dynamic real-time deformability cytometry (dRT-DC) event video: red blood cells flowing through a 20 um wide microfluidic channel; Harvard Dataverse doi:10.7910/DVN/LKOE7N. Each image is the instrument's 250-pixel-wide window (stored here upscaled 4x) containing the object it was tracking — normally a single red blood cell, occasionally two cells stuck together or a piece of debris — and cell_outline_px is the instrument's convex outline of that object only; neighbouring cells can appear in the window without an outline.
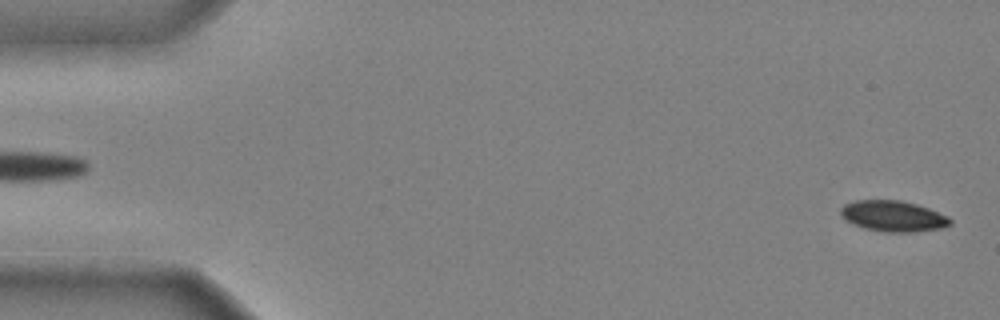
{"species": "common noctule bat (a hibernating species)", "species_latin": "Nyctalus noctula", "temperature_condition": "cold", "stored_images_in_passage": 49, "camera_frame_rate_fps": 3000, "um_per_image_px": 0.085, "animal": {"sex": "male", "body_mass_g": 20.4}, "frame": {"image": 1, "passage_image": 2, "time_ms": 0.333, "image_size_px": [1000, 320], "cell_outline_px": [[952, 224], [940, 228], [912, 232], [884, 232], [864, 228], [840, 216], [840, 208], [844, 204], [856, 200], [900, 200], [916, 204], [928, 208], [948, 216], [952, 220]], "centroid_in_image_um": [75.92, 18.36], "position_along_channel_um": 9.1, "area_um2": 19.59}}
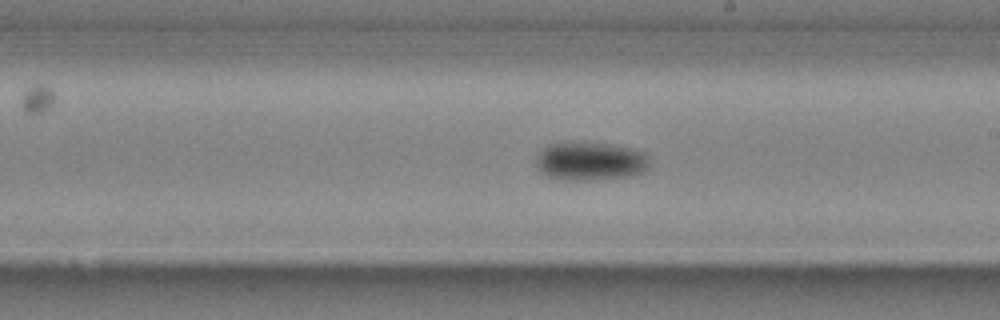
{"frame": {"image": 2, "passage_image": 29, "time_ms": 9.333, "image_size_px": [1000, 320], "cell_outline_px": [[648, 168], [644, 172], [632, 176], [592, 180], [564, 180], [548, 176], [540, 172], [536, 164], [536, 156], [548, 144], [564, 140], [584, 140], [616, 144], [632, 148], [644, 152], [648, 156]], "centroid_in_image_um": [50.16, 13.65], "position_along_channel_um": 238.8, "area_um2": 26.53}}
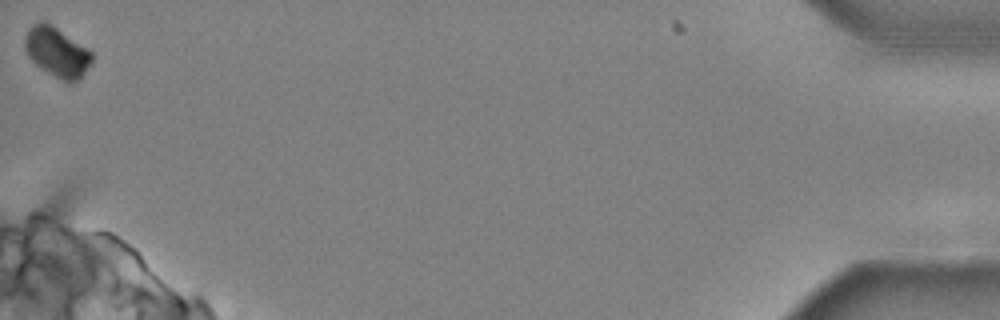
{"frame": {"image": 3, "passage_image": 49, "time_ms": 16.0, "image_size_px": [1000, 320], "cell_outline_px": [[92, 60], [84, 72], [72, 84], [68, 84], [48, 72], [36, 64], [28, 56], [24, 48], [24, 40], [28, 28], [32, 24], [40, 20], [44, 20], [52, 24], [88, 48], [92, 52]], "centroid_in_image_um": [4.82, 4.39], "position_along_channel_um": 430.4, "area_um2": 19.48}, "authors_computed_cell_mechanics": {"area_um2": 22.3686, "velocity_mm_per_s": 3.9473, "shape_relaxation_time_tau1_ms": 3.6241, "shape_relaxation_time_tau2_ms": null, "deformation_change_tau1": 0.1212, "deformation_change_tau2": null}}